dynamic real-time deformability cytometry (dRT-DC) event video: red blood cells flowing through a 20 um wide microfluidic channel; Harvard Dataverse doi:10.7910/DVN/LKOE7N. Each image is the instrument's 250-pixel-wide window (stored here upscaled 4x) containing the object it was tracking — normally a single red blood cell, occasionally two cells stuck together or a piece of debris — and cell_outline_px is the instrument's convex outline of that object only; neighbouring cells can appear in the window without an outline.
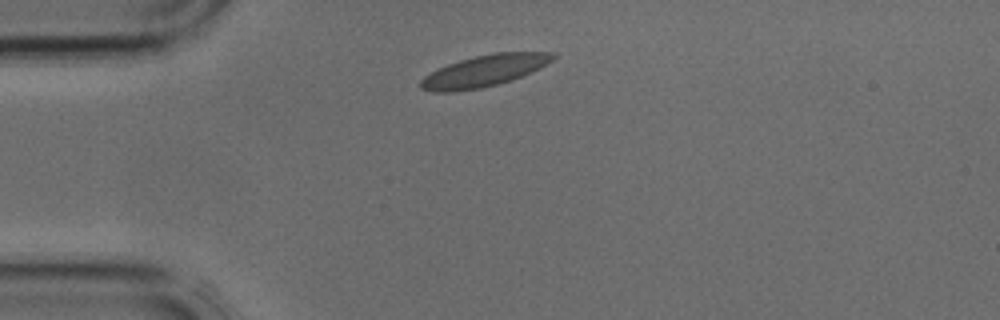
{"species": "common noctule bat (a hibernating species)", "species_latin": "Nyctalus noctula", "temperature_condition": "cold", "stored_images_in_passage": 2, "camera_frame_rate_fps": 3000, "um_per_image_px": 0.085, "animal": {"sex": "male", "body_mass_g": 17.9, "forearm_length_mm": 54.2}, "frame": {"image": 1, "passage_image": 1, "time_ms": 0.0, "image_size_px": [1000, 320], "cell_outline_px": [[560, 56], [540, 68], [532, 72], [512, 80], [480, 88], [452, 92], [432, 92], [420, 88], [420, 80], [424, 76], [448, 64], [460, 60], [476, 56], [496, 52], [556, 52]], "centroid_in_image_um": [41.21, 6.02], "position_along_channel_um": 43.8, "area_um2": 24.33}}